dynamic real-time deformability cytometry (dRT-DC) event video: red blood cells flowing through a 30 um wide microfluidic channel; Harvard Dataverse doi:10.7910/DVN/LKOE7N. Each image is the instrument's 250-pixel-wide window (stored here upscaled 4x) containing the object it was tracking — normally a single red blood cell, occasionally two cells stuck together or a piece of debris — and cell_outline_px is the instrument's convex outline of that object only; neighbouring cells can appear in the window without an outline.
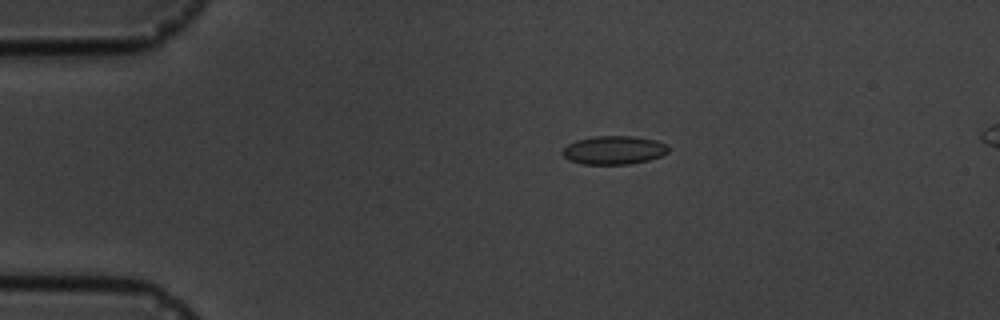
{"species": "common noctule bat (a hibernating species)", "species_latin": "Nyctalus noctula", "temperature_condition": "cold", "stored_images_in_passage": 18, "segment_of_instrument_passage": [1, 2], "camera_frame_rate_fps": 3000, "um_per_image_px": 0.085, "animal": {"sex": "male", "body_mass_g": 19.5, "forearm_length_mm": 54.6}, "frame": {"image": 1, "passage_image": 4, "time_ms": 3.333, "image_size_px": [1000, 320], "cell_outline_px": [[668, 152], [660, 156], [648, 160], [628, 164], [584, 164], [568, 160], [560, 152], [568, 144], [576, 140], [592, 136], [632, 136], [656, 140], [668, 144]], "centroid_in_image_um": [52.17, 12.75], "position_along_channel_um": 32.8, "area_um2": 17.63}}
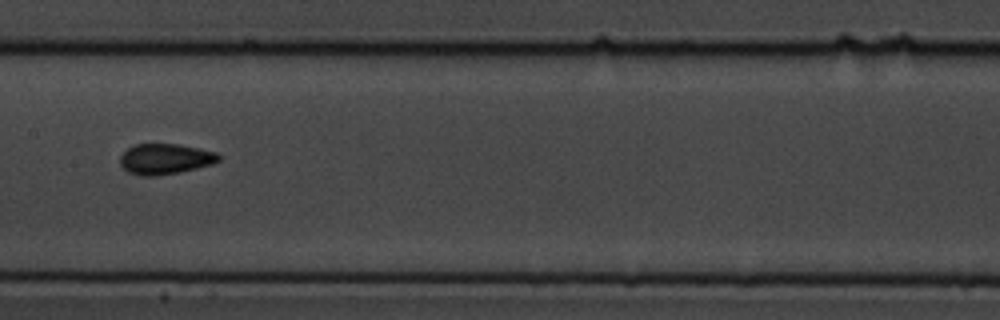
{"frame": {"image": 2, "passage_image": 9, "time_ms": 9.0, "image_size_px": [1000, 320], "cell_outline_px": [[220, 160], [212, 164], [180, 172], [156, 176], [140, 176], [128, 172], [120, 164], [120, 156], [128, 148], [136, 144], [180, 144], [200, 148], [216, 152], [220, 156]], "centroid_in_image_um": [14.04, 13.51], "position_along_channel_um": 193.4, "area_um2": 17.63}}
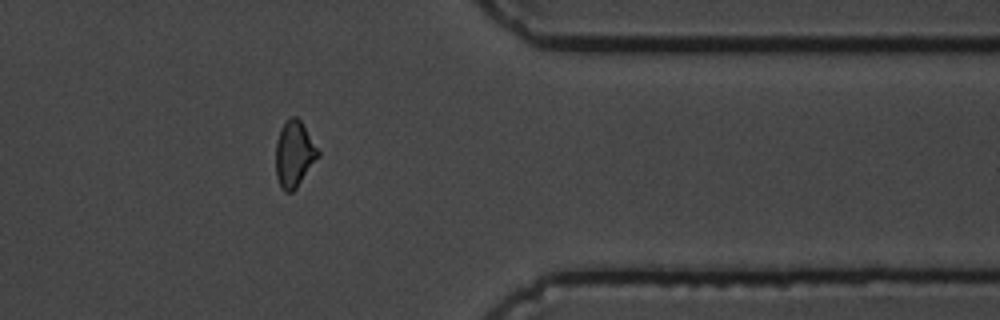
{"frame": {"image": 3, "passage_image": 14, "time_ms": 14.667, "image_size_px": [1000, 320], "cell_outline_px": [[320, 156], [296, 188], [292, 192], [284, 192], [280, 188], [276, 176], [276, 140], [280, 128], [292, 116], [296, 116], [300, 120], [320, 152]], "centroid_in_image_um": [25.0, 13.12], "position_along_channel_um": 386.4, "area_um2": 16.3}}